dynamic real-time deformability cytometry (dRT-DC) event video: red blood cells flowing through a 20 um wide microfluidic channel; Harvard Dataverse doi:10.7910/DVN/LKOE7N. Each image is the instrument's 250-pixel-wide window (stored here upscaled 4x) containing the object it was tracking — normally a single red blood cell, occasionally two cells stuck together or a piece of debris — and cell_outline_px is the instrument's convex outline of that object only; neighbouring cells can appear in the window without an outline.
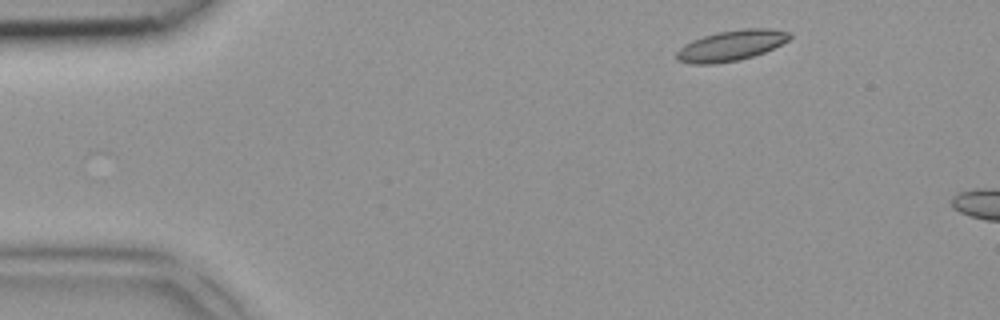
{"species": "common noctule bat (a hibernating species)", "species_latin": "Nyctalus noctula", "temperature_condition": "room temperature", "stored_images_in_passage": 3, "camera_frame_rate_fps": 3000, "um_per_image_px": 0.085, "animal": {"sex": "female", "body_mass_g": 18.4}, "frame": {"image": 1, "passage_image": 1, "time_ms": 0.0, "image_size_px": [1000, 320], "cell_outline_px": [[792, 36], [788, 40], [764, 52], [740, 60], [712, 64], [692, 64], [676, 60], [676, 52], [684, 44], [692, 40], [716, 32], [744, 28], [768, 28], [792, 32]], "centroid_in_image_um": [62.13, 3.86], "position_along_channel_um": 22.9, "area_um2": 20.17}}